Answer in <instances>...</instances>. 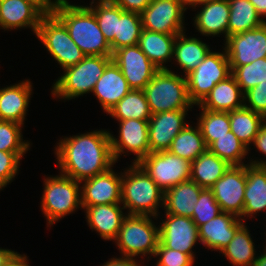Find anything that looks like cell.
Listing matches in <instances>:
<instances>
[{"label": "cell", "instance_id": "cell-1", "mask_svg": "<svg viewBox=\"0 0 266 266\" xmlns=\"http://www.w3.org/2000/svg\"><path fill=\"white\" fill-rule=\"evenodd\" d=\"M54 146L58 172L79 182L105 173L116 165L109 129L97 128L62 136Z\"/></svg>", "mask_w": 266, "mask_h": 266}, {"label": "cell", "instance_id": "cell-2", "mask_svg": "<svg viewBox=\"0 0 266 266\" xmlns=\"http://www.w3.org/2000/svg\"><path fill=\"white\" fill-rule=\"evenodd\" d=\"M86 56H112L111 46L101 32L92 10L85 4L57 6L53 13Z\"/></svg>", "mask_w": 266, "mask_h": 266}, {"label": "cell", "instance_id": "cell-3", "mask_svg": "<svg viewBox=\"0 0 266 266\" xmlns=\"http://www.w3.org/2000/svg\"><path fill=\"white\" fill-rule=\"evenodd\" d=\"M122 170L121 204L127 214L157 217L163 209L164 192L139 164L131 163Z\"/></svg>", "mask_w": 266, "mask_h": 266}, {"label": "cell", "instance_id": "cell-4", "mask_svg": "<svg viewBox=\"0 0 266 266\" xmlns=\"http://www.w3.org/2000/svg\"><path fill=\"white\" fill-rule=\"evenodd\" d=\"M157 221V217L154 216L127 215L116 239L112 242L119 251L118 256L140 258L147 261L148 266L159 244Z\"/></svg>", "mask_w": 266, "mask_h": 266}, {"label": "cell", "instance_id": "cell-5", "mask_svg": "<svg viewBox=\"0 0 266 266\" xmlns=\"http://www.w3.org/2000/svg\"><path fill=\"white\" fill-rule=\"evenodd\" d=\"M112 56H85L78 64L59 72L51 86V97L61 101H71L91 94L97 80L112 62Z\"/></svg>", "mask_w": 266, "mask_h": 266}, {"label": "cell", "instance_id": "cell-6", "mask_svg": "<svg viewBox=\"0 0 266 266\" xmlns=\"http://www.w3.org/2000/svg\"><path fill=\"white\" fill-rule=\"evenodd\" d=\"M43 177L40 208L46 220V228L51 230L55 223L82 210L80 182L61 173Z\"/></svg>", "mask_w": 266, "mask_h": 266}, {"label": "cell", "instance_id": "cell-7", "mask_svg": "<svg viewBox=\"0 0 266 266\" xmlns=\"http://www.w3.org/2000/svg\"><path fill=\"white\" fill-rule=\"evenodd\" d=\"M153 114L179 109H194L188 96L186 77L159 70L143 89Z\"/></svg>", "mask_w": 266, "mask_h": 266}, {"label": "cell", "instance_id": "cell-8", "mask_svg": "<svg viewBox=\"0 0 266 266\" xmlns=\"http://www.w3.org/2000/svg\"><path fill=\"white\" fill-rule=\"evenodd\" d=\"M36 39L63 71L78 64L86 55L69 35L65 25L54 15H44Z\"/></svg>", "mask_w": 266, "mask_h": 266}, {"label": "cell", "instance_id": "cell-9", "mask_svg": "<svg viewBox=\"0 0 266 266\" xmlns=\"http://www.w3.org/2000/svg\"><path fill=\"white\" fill-rule=\"evenodd\" d=\"M222 49V50H221ZM210 50L202 62L186 75L188 96L194 106L199 105L215 85L231 75L226 50Z\"/></svg>", "mask_w": 266, "mask_h": 266}, {"label": "cell", "instance_id": "cell-10", "mask_svg": "<svg viewBox=\"0 0 266 266\" xmlns=\"http://www.w3.org/2000/svg\"><path fill=\"white\" fill-rule=\"evenodd\" d=\"M118 124V135L109 129L111 151L115 163L121 156L133 155L130 163L138 164L150 153L148 137V121L139 119L115 120ZM132 153V154H131ZM135 156V157H134Z\"/></svg>", "mask_w": 266, "mask_h": 266}, {"label": "cell", "instance_id": "cell-11", "mask_svg": "<svg viewBox=\"0 0 266 266\" xmlns=\"http://www.w3.org/2000/svg\"><path fill=\"white\" fill-rule=\"evenodd\" d=\"M138 164L163 192L191 177V162L168 150L149 153Z\"/></svg>", "mask_w": 266, "mask_h": 266}, {"label": "cell", "instance_id": "cell-12", "mask_svg": "<svg viewBox=\"0 0 266 266\" xmlns=\"http://www.w3.org/2000/svg\"><path fill=\"white\" fill-rule=\"evenodd\" d=\"M165 215V216H164ZM159 223V242L165 247L189 254L195 261L197 244L201 246L198 227L185 216L163 214L157 216ZM160 220V221H159Z\"/></svg>", "mask_w": 266, "mask_h": 266}, {"label": "cell", "instance_id": "cell-13", "mask_svg": "<svg viewBox=\"0 0 266 266\" xmlns=\"http://www.w3.org/2000/svg\"><path fill=\"white\" fill-rule=\"evenodd\" d=\"M187 10L181 0H151L140 14L142 28L163 34H180L187 31Z\"/></svg>", "mask_w": 266, "mask_h": 266}, {"label": "cell", "instance_id": "cell-14", "mask_svg": "<svg viewBox=\"0 0 266 266\" xmlns=\"http://www.w3.org/2000/svg\"><path fill=\"white\" fill-rule=\"evenodd\" d=\"M222 44L231 72L238 66L266 58V22L252 30L228 36Z\"/></svg>", "mask_w": 266, "mask_h": 266}, {"label": "cell", "instance_id": "cell-15", "mask_svg": "<svg viewBox=\"0 0 266 266\" xmlns=\"http://www.w3.org/2000/svg\"><path fill=\"white\" fill-rule=\"evenodd\" d=\"M112 60L119 67L132 90H143L159 71L138 45L116 50Z\"/></svg>", "mask_w": 266, "mask_h": 266}, {"label": "cell", "instance_id": "cell-16", "mask_svg": "<svg viewBox=\"0 0 266 266\" xmlns=\"http://www.w3.org/2000/svg\"><path fill=\"white\" fill-rule=\"evenodd\" d=\"M197 109H179L153 114L148 121L150 153L167 151L173 139L191 121L188 113Z\"/></svg>", "mask_w": 266, "mask_h": 266}, {"label": "cell", "instance_id": "cell-17", "mask_svg": "<svg viewBox=\"0 0 266 266\" xmlns=\"http://www.w3.org/2000/svg\"><path fill=\"white\" fill-rule=\"evenodd\" d=\"M114 167L80 182L81 206L121 204L122 170Z\"/></svg>", "mask_w": 266, "mask_h": 266}, {"label": "cell", "instance_id": "cell-18", "mask_svg": "<svg viewBox=\"0 0 266 266\" xmlns=\"http://www.w3.org/2000/svg\"><path fill=\"white\" fill-rule=\"evenodd\" d=\"M245 187L246 165H242L230 166L210 189L222 212L240 217L244 208Z\"/></svg>", "mask_w": 266, "mask_h": 266}, {"label": "cell", "instance_id": "cell-19", "mask_svg": "<svg viewBox=\"0 0 266 266\" xmlns=\"http://www.w3.org/2000/svg\"><path fill=\"white\" fill-rule=\"evenodd\" d=\"M193 14L192 27L200 36L220 37L223 42L228 37V21L230 16V6L228 0L201 3L191 8ZM197 11V13H196Z\"/></svg>", "mask_w": 266, "mask_h": 266}, {"label": "cell", "instance_id": "cell-20", "mask_svg": "<svg viewBox=\"0 0 266 266\" xmlns=\"http://www.w3.org/2000/svg\"><path fill=\"white\" fill-rule=\"evenodd\" d=\"M30 79L0 86V120L13 121L25 126L27 112L33 97V86Z\"/></svg>", "mask_w": 266, "mask_h": 266}, {"label": "cell", "instance_id": "cell-21", "mask_svg": "<svg viewBox=\"0 0 266 266\" xmlns=\"http://www.w3.org/2000/svg\"><path fill=\"white\" fill-rule=\"evenodd\" d=\"M86 225L103 241H114L120 231L122 222L128 215L122 204H101L82 206Z\"/></svg>", "mask_w": 266, "mask_h": 266}, {"label": "cell", "instance_id": "cell-22", "mask_svg": "<svg viewBox=\"0 0 266 266\" xmlns=\"http://www.w3.org/2000/svg\"><path fill=\"white\" fill-rule=\"evenodd\" d=\"M44 14L26 0H0V30L30 29L36 36Z\"/></svg>", "mask_w": 266, "mask_h": 266}, {"label": "cell", "instance_id": "cell-23", "mask_svg": "<svg viewBox=\"0 0 266 266\" xmlns=\"http://www.w3.org/2000/svg\"><path fill=\"white\" fill-rule=\"evenodd\" d=\"M244 222L236 215L221 212L215 218L198 227L201 246L211 252H221L232 240L236 230Z\"/></svg>", "mask_w": 266, "mask_h": 266}, {"label": "cell", "instance_id": "cell-24", "mask_svg": "<svg viewBox=\"0 0 266 266\" xmlns=\"http://www.w3.org/2000/svg\"><path fill=\"white\" fill-rule=\"evenodd\" d=\"M260 213L266 214V167L246 164L244 208L239 218L246 222L257 219Z\"/></svg>", "mask_w": 266, "mask_h": 266}, {"label": "cell", "instance_id": "cell-25", "mask_svg": "<svg viewBox=\"0 0 266 266\" xmlns=\"http://www.w3.org/2000/svg\"><path fill=\"white\" fill-rule=\"evenodd\" d=\"M193 35L187 36L184 31L176 36L171 65L175 64L178 69L175 71L170 68L169 71L186 76L202 62L211 49H215L211 48L207 42L205 43L202 38ZM179 69L181 72H178Z\"/></svg>", "mask_w": 266, "mask_h": 266}, {"label": "cell", "instance_id": "cell-26", "mask_svg": "<svg viewBox=\"0 0 266 266\" xmlns=\"http://www.w3.org/2000/svg\"><path fill=\"white\" fill-rule=\"evenodd\" d=\"M132 89L124 78L119 67L112 61L103 75L97 80L93 90L103 113L108 112Z\"/></svg>", "mask_w": 266, "mask_h": 266}, {"label": "cell", "instance_id": "cell-27", "mask_svg": "<svg viewBox=\"0 0 266 266\" xmlns=\"http://www.w3.org/2000/svg\"><path fill=\"white\" fill-rule=\"evenodd\" d=\"M244 106V92L231 74L217 83L204 100L195 108L214 112H231Z\"/></svg>", "mask_w": 266, "mask_h": 266}, {"label": "cell", "instance_id": "cell-28", "mask_svg": "<svg viewBox=\"0 0 266 266\" xmlns=\"http://www.w3.org/2000/svg\"><path fill=\"white\" fill-rule=\"evenodd\" d=\"M177 35L142 29L138 46L159 70H168L171 66L169 63L173 60Z\"/></svg>", "mask_w": 266, "mask_h": 266}, {"label": "cell", "instance_id": "cell-29", "mask_svg": "<svg viewBox=\"0 0 266 266\" xmlns=\"http://www.w3.org/2000/svg\"><path fill=\"white\" fill-rule=\"evenodd\" d=\"M201 188L196 182L189 179L181 182L164 192L163 212L191 218L194 206L199 199Z\"/></svg>", "mask_w": 266, "mask_h": 266}, {"label": "cell", "instance_id": "cell-30", "mask_svg": "<svg viewBox=\"0 0 266 266\" xmlns=\"http://www.w3.org/2000/svg\"><path fill=\"white\" fill-rule=\"evenodd\" d=\"M246 224L248 223L244 222L236 230L230 243L219 253V256L223 254L222 256L232 266H252L257 258V248H262L261 245L256 247L257 245L254 243L256 239L250 233L249 225Z\"/></svg>", "mask_w": 266, "mask_h": 266}, {"label": "cell", "instance_id": "cell-31", "mask_svg": "<svg viewBox=\"0 0 266 266\" xmlns=\"http://www.w3.org/2000/svg\"><path fill=\"white\" fill-rule=\"evenodd\" d=\"M229 165L208 149L191 162L190 179L201 188L210 189L228 170Z\"/></svg>", "mask_w": 266, "mask_h": 266}, {"label": "cell", "instance_id": "cell-32", "mask_svg": "<svg viewBox=\"0 0 266 266\" xmlns=\"http://www.w3.org/2000/svg\"><path fill=\"white\" fill-rule=\"evenodd\" d=\"M182 131L173 139L168 149L174 155H177L189 162L194 161L200 154L208 148L205 144L200 127L197 123L191 121Z\"/></svg>", "mask_w": 266, "mask_h": 266}, {"label": "cell", "instance_id": "cell-33", "mask_svg": "<svg viewBox=\"0 0 266 266\" xmlns=\"http://www.w3.org/2000/svg\"><path fill=\"white\" fill-rule=\"evenodd\" d=\"M229 118L231 131L247 148L252 144L260 127L266 121L263 115L253 112L245 106L229 112Z\"/></svg>", "mask_w": 266, "mask_h": 266}, {"label": "cell", "instance_id": "cell-34", "mask_svg": "<svg viewBox=\"0 0 266 266\" xmlns=\"http://www.w3.org/2000/svg\"><path fill=\"white\" fill-rule=\"evenodd\" d=\"M107 115L115 120H149L152 113L144 90H131L108 112Z\"/></svg>", "mask_w": 266, "mask_h": 266}, {"label": "cell", "instance_id": "cell-35", "mask_svg": "<svg viewBox=\"0 0 266 266\" xmlns=\"http://www.w3.org/2000/svg\"><path fill=\"white\" fill-rule=\"evenodd\" d=\"M228 3V36L252 30L265 22L249 0H228Z\"/></svg>", "mask_w": 266, "mask_h": 266}, {"label": "cell", "instance_id": "cell-36", "mask_svg": "<svg viewBox=\"0 0 266 266\" xmlns=\"http://www.w3.org/2000/svg\"><path fill=\"white\" fill-rule=\"evenodd\" d=\"M142 29L141 15L139 13L124 11L117 5L114 52L123 47L138 45Z\"/></svg>", "mask_w": 266, "mask_h": 266}, {"label": "cell", "instance_id": "cell-37", "mask_svg": "<svg viewBox=\"0 0 266 266\" xmlns=\"http://www.w3.org/2000/svg\"><path fill=\"white\" fill-rule=\"evenodd\" d=\"M208 150L231 166H242L249 164L248 148L229 131L228 135H223L215 140ZM247 159V160H246Z\"/></svg>", "mask_w": 266, "mask_h": 266}, {"label": "cell", "instance_id": "cell-38", "mask_svg": "<svg viewBox=\"0 0 266 266\" xmlns=\"http://www.w3.org/2000/svg\"><path fill=\"white\" fill-rule=\"evenodd\" d=\"M196 116V123L200 127L207 148L219 137L228 135L230 129L229 112H214L206 109H199Z\"/></svg>", "mask_w": 266, "mask_h": 266}, {"label": "cell", "instance_id": "cell-39", "mask_svg": "<svg viewBox=\"0 0 266 266\" xmlns=\"http://www.w3.org/2000/svg\"><path fill=\"white\" fill-rule=\"evenodd\" d=\"M87 6L94 13L98 26L114 53V36L117 27V4L111 0H90Z\"/></svg>", "mask_w": 266, "mask_h": 266}, {"label": "cell", "instance_id": "cell-40", "mask_svg": "<svg viewBox=\"0 0 266 266\" xmlns=\"http://www.w3.org/2000/svg\"><path fill=\"white\" fill-rule=\"evenodd\" d=\"M13 121L0 120V150L4 152H28L33 146L30 140L24 139L23 128Z\"/></svg>", "mask_w": 266, "mask_h": 266}, {"label": "cell", "instance_id": "cell-41", "mask_svg": "<svg viewBox=\"0 0 266 266\" xmlns=\"http://www.w3.org/2000/svg\"><path fill=\"white\" fill-rule=\"evenodd\" d=\"M231 74L235 77L240 89L245 93L259 83L266 82V58L236 67Z\"/></svg>", "mask_w": 266, "mask_h": 266}, {"label": "cell", "instance_id": "cell-42", "mask_svg": "<svg viewBox=\"0 0 266 266\" xmlns=\"http://www.w3.org/2000/svg\"><path fill=\"white\" fill-rule=\"evenodd\" d=\"M222 212L211 189L203 188L199 194V199L194 206L191 219L197 227L207 223Z\"/></svg>", "mask_w": 266, "mask_h": 266}, {"label": "cell", "instance_id": "cell-43", "mask_svg": "<svg viewBox=\"0 0 266 266\" xmlns=\"http://www.w3.org/2000/svg\"><path fill=\"white\" fill-rule=\"evenodd\" d=\"M26 154L27 152H4L0 150V192L18 176L21 161Z\"/></svg>", "mask_w": 266, "mask_h": 266}, {"label": "cell", "instance_id": "cell-44", "mask_svg": "<svg viewBox=\"0 0 266 266\" xmlns=\"http://www.w3.org/2000/svg\"><path fill=\"white\" fill-rule=\"evenodd\" d=\"M153 258L155 266H193L197 262L189 254L165 248L160 242Z\"/></svg>", "mask_w": 266, "mask_h": 266}, {"label": "cell", "instance_id": "cell-45", "mask_svg": "<svg viewBox=\"0 0 266 266\" xmlns=\"http://www.w3.org/2000/svg\"><path fill=\"white\" fill-rule=\"evenodd\" d=\"M244 106L266 118V82L259 83L244 93Z\"/></svg>", "mask_w": 266, "mask_h": 266}, {"label": "cell", "instance_id": "cell-46", "mask_svg": "<svg viewBox=\"0 0 266 266\" xmlns=\"http://www.w3.org/2000/svg\"><path fill=\"white\" fill-rule=\"evenodd\" d=\"M252 149H253V151L255 149V152H257V153L259 152L258 153L259 157H254V155H256V154L255 153L253 154L251 152ZM260 156H263V157L260 158ZM248 158H250L249 164L266 167V121L260 127L258 134L255 136V139L253 140L252 144L248 148Z\"/></svg>", "mask_w": 266, "mask_h": 266}, {"label": "cell", "instance_id": "cell-47", "mask_svg": "<svg viewBox=\"0 0 266 266\" xmlns=\"http://www.w3.org/2000/svg\"><path fill=\"white\" fill-rule=\"evenodd\" d=\"M120 6L124 11L136 12L141 14L150 4L151 0H111Z\"/></svg>", "mask_w": 266, "mask_h": 266}, {"label": "cell", "instance_id": "cell-48", "mask_svg": "<svg viewBox=\"0 0 266 266\" xmlns=\"http://www.w3.org/2000/svg\"><path fill=\"white\" fill-rule=\"evenodd\" d=\"M144 262L141 259L130 258V257H122V256H115L104 262L99 266H145Z\"/></svg>", "mask_w": 266, "mask_h": 266}, {"label": "cell", "instance_id": "cell-49", "mask_svg": "<svg viewBox=\"0 0 266 266\" xmlns=\"http://www.w3.org/2000/svg\"><path fill=\"white\" fill-rule=\"evenodd\" d=\"M35 5L44 15L53 14L55 7V0H26Z\"/></svg>", "mask_w": 266, "mask_h": 266}, {"label": "cell", "instance_id": "cell-50", "mask_svg": "<svg viewBox=\"0 0 266 266\" xmlns=\"http://www.w3.org/2000/svg\"><path fill=\"white\" fill-rule=\"evenodd\" d=\"M27 254L18 251L9 259L5 266H28L30 258Z\"/></svg>", "mask_w": 266, "mask_h": 266}, {"label": "cell", "instance_id": "cell-51", "mask_svg": "<svg viewBox=\"0 0 266 266\" xmlns=\"http://www.w3.org/2000/svg\"><path fill=\"white\" fill-rule=\"evenodd\" d=\"M257 10L260 17L266 22V0H249Z\"/></svg>", "mask_w": 266, "mask_h": 266}, {"label": "cell", "instance_id": "cell-52", "mask_svg": "<svg viewBox=\"0 0 266 266\" xmlns=\"http://www.w3.org/2000/svg\"><path fill=\"white\" fill-rule=\"evenodd\" d=\"M16 252L17 251L12 250L11 248L0 247V266H5V264Z\"/></svg>", "mask_w": 266, "mask_h": 266}, {"label": "cell", "instance_id": "cell-53", "mask_svg": "<svg viewBox=\"0 0 266 266\" xmlns=\"http://www.w3.org/2000/svg\"><path fill=\"white\" fill-rule=\"evenodd\" d=\"M262 251L258 250L257 258L252 266H266V245L262 246Z\"/></svg>", "mask_w": 266, "mask_h": 266}, {"label": "cell", "instance_id": "cell-54", "mask_svg": "<svg viewBox=\"0 0 266 266\" xmlns=\"http://www.w3.org/2000/svg\"><path fill=\"white\" fill-rule=\"evenodd\" d=\"M181 2L188 10L197 4H201V0H181Z\"/></svg>", "mask_w": 266, "mask_h": 266}, {"label": "cell", "instance_id": "cell-55", "mask_svg": "<svg viewBox=\"0 0 266 266\" xmlns=\"http://www.w3.org/2000/svg\"><path fill=\"white\" fill-rule=\"evenodd\" d=\"M73 4L69 0H55V7L61 6V5H68Z\"/></svg>", "mask_w": 266, "mask_h": 266}, {"label": "cell", "instance_id": "cell-56", "mask_svg": "<svg viewBox=\"0 0 266 266\" xmlns=\"http://www.w3.org/2000/svg\"><path fill=\"white\" fill-rule=\"evenodd\" d=\"M213 1H223V0H201V3L213 2Z\"/></svg>", "mask_w": 266, "mask_h": 266}, {"label": "cell", "instance_id": "cell-57", "mask_svg": "<svg viewBox=\"0 0 266 266\" xmlns=\"http://www.w3.org/2000/svg\"><path fill=\"white\" fill-rule=\"evenodd\" d=\"M263 226L266 227V225H264V224H263ZM264 234H265L264 241H265V245H266V233H264Z\"/></svg>", "mask_w": 266, "mask_h": 266}]
</instances>
